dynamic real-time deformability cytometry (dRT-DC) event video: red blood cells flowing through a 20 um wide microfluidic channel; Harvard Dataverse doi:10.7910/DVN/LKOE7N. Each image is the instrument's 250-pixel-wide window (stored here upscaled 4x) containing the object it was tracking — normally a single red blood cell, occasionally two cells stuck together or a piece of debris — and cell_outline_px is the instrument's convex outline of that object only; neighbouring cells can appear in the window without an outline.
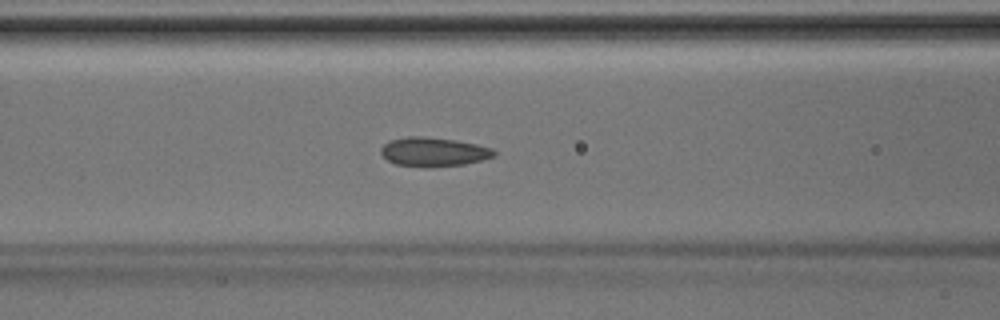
{"species": "Egyptian fruit bat (a non-hibernating species)", "species_latin": "Rousettus aegyptiacus", "temperature_condition": "room temperature", "stored_images_in_passage": 37, "camera_frame_rate_fps": 3000, "um_per_image_px": 0.085, "animal": {"sex": "male"}, "frame": {"image": 1, "passage_image": 11, "time_ms": 3.333, "image_size_px": [1000, 320], "cell_outline_px": [[496, 156], [464, 164], [396, 164], [388, 160], [380, 152], [380, 148], [388, 140], [408, 136], [424, 136], [456, 140], [476, 144], [492, 148], [496, 152]], "centroid_in_image_um": [36.86, 12.84], "position_along_channel_um": 129.7, "area_um2": 18.32}}